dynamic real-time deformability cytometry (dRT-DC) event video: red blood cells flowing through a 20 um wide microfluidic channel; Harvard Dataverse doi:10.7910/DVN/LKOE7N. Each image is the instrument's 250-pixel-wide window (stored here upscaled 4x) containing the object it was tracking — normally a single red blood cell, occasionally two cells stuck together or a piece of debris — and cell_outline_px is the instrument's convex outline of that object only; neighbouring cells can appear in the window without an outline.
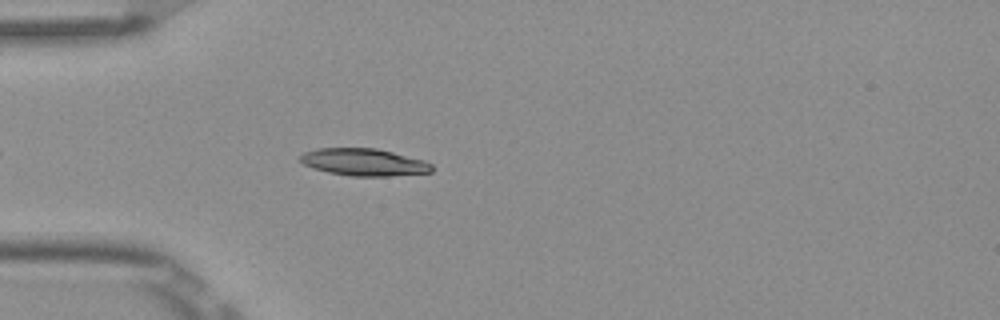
{"species": "Egyptian fruit bat (a non-hibernating species)", "species_latin": "Rousettus aegyptiacus", "temperature_condition": "room temperature", "stored_images_in_passage": 3, "camera_frame_rate_fps": 3000, "um_per_image_px": 0.085, "frame": {"image": 1, "passage_image": 3, "time_ms": 0.667, "image_size_px": [1000, 320], "cell_outline_px": [[432, 172], [388, 176], [352, 176], [328, 172], [312, 168], [304, 164], [300, 160], [300, 156], [304, 152], [316, 148], [376, 148], [424, 160], [432, 164]], "centroid_in_image_um": [30.92, 13.78], "position_along_channel_um": 54.1, "area_um2": 20.81}}